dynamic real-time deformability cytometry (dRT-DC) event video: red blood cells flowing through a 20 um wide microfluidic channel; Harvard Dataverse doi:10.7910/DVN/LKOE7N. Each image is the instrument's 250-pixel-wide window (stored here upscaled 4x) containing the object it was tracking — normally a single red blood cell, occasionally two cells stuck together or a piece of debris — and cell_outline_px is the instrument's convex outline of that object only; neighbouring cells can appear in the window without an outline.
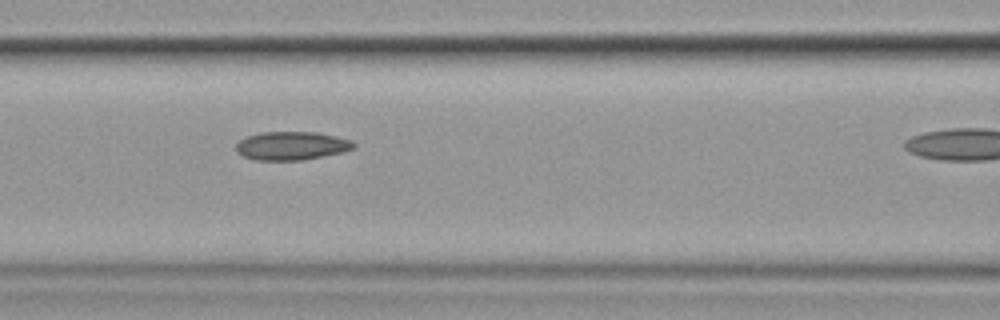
{"species": "common noctule bat (a hibernating species)", "species_latin": "Nyctalus noctula", "temperature_condition": "cold", "stored_images_in_passage": 4, "camera_frame_rate_fps": 3000, "um_per_image_px": 0.085, "animal": {"sex": "female", "body_mass_g": 19.9}, "frame": {"image": 1, "passage_image": 3, "time_ms": 2.333, "image_size_px": [1000, 320], "cell_outline_px": [[356, 144], [352, 148], [344, 152], [300, 160], [256, 160], [244, 156], [236, 152], [236, 144], [240, 140], [248, 136], [260, 132], [316, 132], [336, 136], [352, 140]], "centroid_in_image_um": [24.78, 12.38], "position_along_channel_um": 141.8, "area_um2": 19.42}}